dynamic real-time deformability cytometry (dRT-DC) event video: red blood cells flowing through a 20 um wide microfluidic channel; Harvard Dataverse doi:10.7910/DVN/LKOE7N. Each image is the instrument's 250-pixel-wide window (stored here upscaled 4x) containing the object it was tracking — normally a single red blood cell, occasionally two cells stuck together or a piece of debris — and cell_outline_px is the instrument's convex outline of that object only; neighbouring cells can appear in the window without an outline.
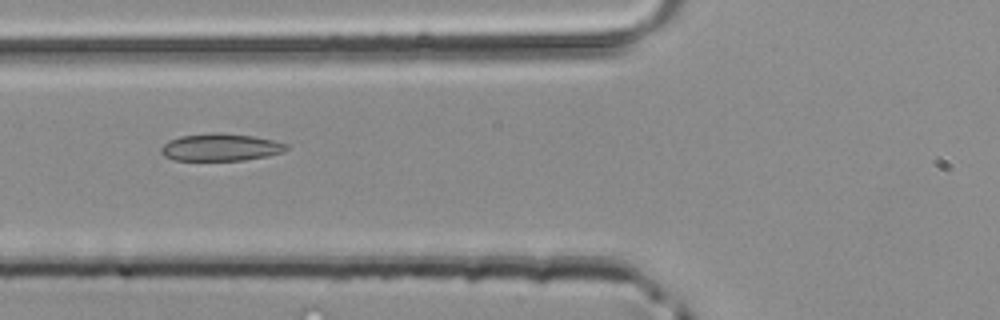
{"species": "common noctule bat (a hibernating species)", "species_latin": "Nyctalus noctula", "temperature_condition": "room temperature", "stored_images_in_passage": 4, "camera_frame_rate_fps": 3000, "um_per_image_px": 0.085, "animal": {"sex": "male", "body_mass_g": 20.4}, "frame": {"image": 1, "passage_image": 4, "time_ms": 1.0, "image_size_px": [1000, 320], "cell_outline_px": [[288, 148], [284, 152], [268, 156], [244, 160], [172, 160], [164, 156], [160, 152], [160, 148], [168, 140], [180, 136], [212, 132], [252, 136], [272, 140], [288, 144]], "centroid_in_image_um": [18.73, 12.52], "position_along_channel_um": 107.1, "area_um2": 20.0}}